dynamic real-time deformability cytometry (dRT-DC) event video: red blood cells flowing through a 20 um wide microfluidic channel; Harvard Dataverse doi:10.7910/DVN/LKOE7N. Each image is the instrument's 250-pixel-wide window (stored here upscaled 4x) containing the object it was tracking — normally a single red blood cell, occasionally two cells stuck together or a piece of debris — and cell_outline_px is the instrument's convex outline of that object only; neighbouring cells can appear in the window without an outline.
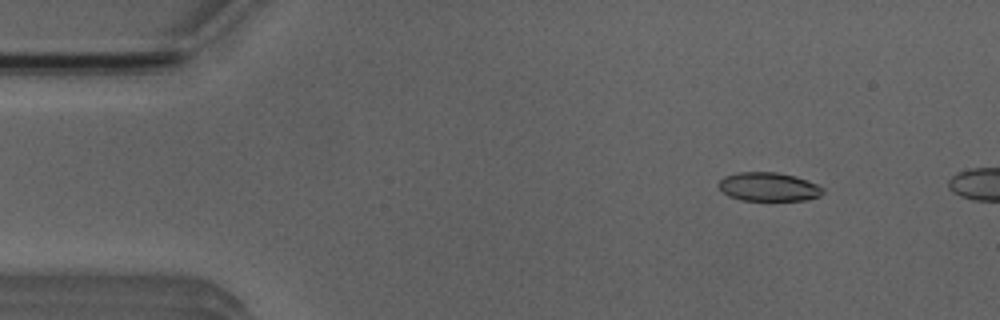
{"species": "Egyptian fruit bat (a non-hibernating species)", "species_latin": "Rousettus aegyptiacus", "temperature_condition": "room temperature", "stored_images_in_passage": 3, "camera_frame_rate_fps": 3000, "um_per_image_px": 0.085, "animal": {"sex": "male"}, "frame": {"image": 1, "passage_image": 1, "time_ms": 0.0, "image_size_px": [1000, 320], "cell_outline_px": [[824, 192], [820, 196], [804, 200], [740, 200], [728, 196], [716, 184], [724, 176], [740, 172], [776, 172], [796, 176], [816, 184], [824, 188]], "centroid_in_image_um": [65.32, 15.88], "position_along_channel_um": 19.7, "area_um2": 17.46}}